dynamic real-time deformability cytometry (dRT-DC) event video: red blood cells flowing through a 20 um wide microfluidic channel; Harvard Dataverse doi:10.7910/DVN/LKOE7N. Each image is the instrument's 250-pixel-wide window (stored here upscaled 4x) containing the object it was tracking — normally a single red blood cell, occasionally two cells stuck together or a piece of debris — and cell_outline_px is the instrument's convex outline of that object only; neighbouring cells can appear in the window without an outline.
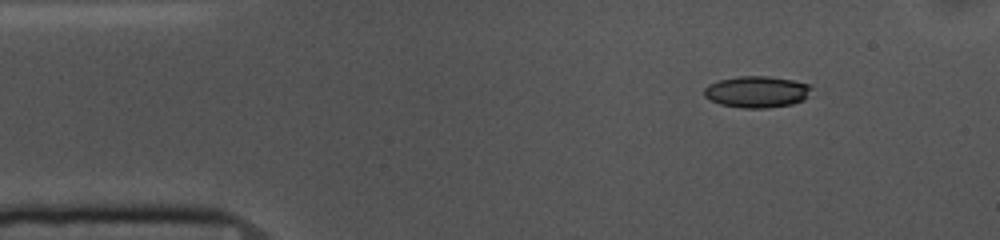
{"species": "common noctule bat (a hibernating species)", "species_latin": "Nyctalus noctula", "temperature_condition": "cold", "stored_images_in_passage": 48, "camera_frame_rate_fps": 3000, "um_per_image_px": 0.085, "animal": {"sex": "female", "body_mass_g": 10.0, "forearm_length_mm": 53.1}, "frame": {"image": 1, "passage_image": 1, "time_ms": 0.0, "image_size_px": [1000, 240], "cell_outline_px": [[812, 88], [808, 96], [804, 100], [792, 104], [768, 108], [740, 108], [720, 104], [704, 96], [704, 88], [708, 84], [720, 80], [736, 76], [768, 76], [792, 80], [808, 84]], "centroid_in_image_um": [64.33, 7.81], "position_along_channel_um": 20.7, "area_um2": 19.77}}
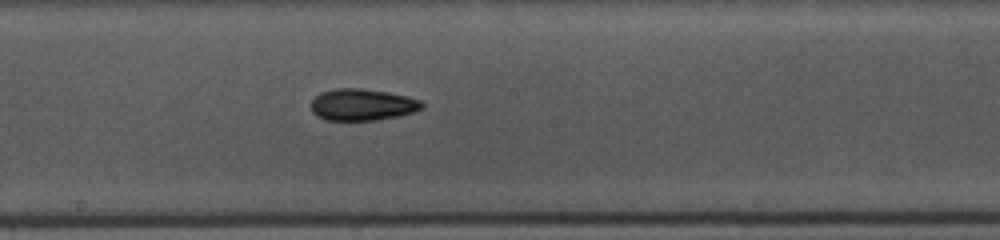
{"frame": {"image": 2, "passage_image": 22, "time_ms": 7.0, "image_size_px": [1000, 240], "cell_outline_px": [[424, 108], [400, 116], [376, 120], [324, 120], [316, 116], [312, 112], [312, 100], [320, 92], [336, 88], [360, 88], [388, 92], [408, 96], [420, 100], [424, 104]], "centroid_in_image_um": [30.8, 8.9], "position_along_channel_um": 217.4, "area_um2": 20.63}}
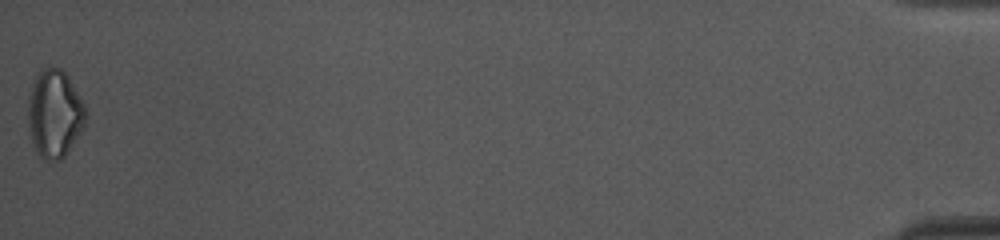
{"frame": {"image": 3, "passage_image": 48, "time_ms": 15.667, "image_size_px": [1000, 240], "cell_outline_px": [[88, 116], [80, 132], [64, 156], [60, 160], [48, 160], [40, 156], [32, 140], [28, 124], [28, 96], [36, 72], [44, 68], [60, 68], [68, 76], [80, 96], [84, 104]], "centroid_in_image_um": [4.64, 9.62], "position_along_channel_um": 430.6, "area_um2": 29.3}, "authors_computed_cell_mechanics": {"area_um2": 20.3745, "velocity_mm_per_s": 3.6749, "shape_relaxation_time_tau1_ms": 5.462, "shape_relaxation_time_tau2_ms": 9.436, "deformation_change_tau1": 0.112, "deformation_change_tau2": 0.1538}}